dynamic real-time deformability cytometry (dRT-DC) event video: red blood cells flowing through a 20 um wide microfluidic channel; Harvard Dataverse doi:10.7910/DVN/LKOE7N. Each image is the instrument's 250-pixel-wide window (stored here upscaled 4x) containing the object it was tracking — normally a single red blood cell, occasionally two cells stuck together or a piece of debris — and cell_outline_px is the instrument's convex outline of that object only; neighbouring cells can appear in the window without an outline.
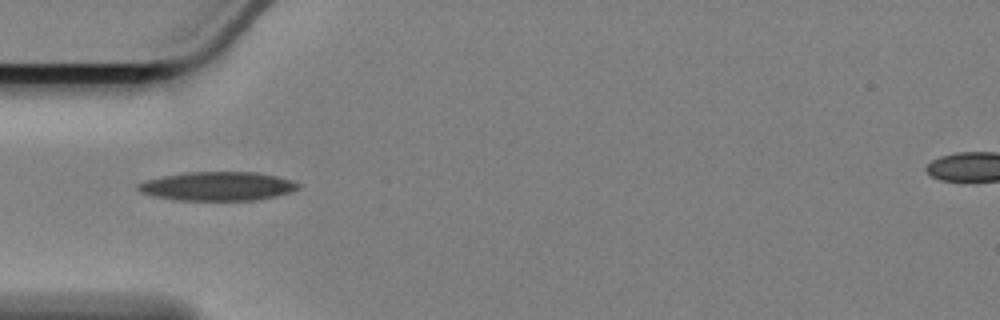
{"species": "Egyptian fruit bat (a non-hibernating species)", "species_latin": "Rousettus aegyptiacus", "temperature_condition": "cold", "stored_images_in_passage": 11, "camera_frame_rate_fps": 3000, "um_per_image_px": 0.085, "animal": {"sex": "female"}, "frame": {"image": 1, "passage_image": 1, "time_ms": 0.0, "image_size_px": [1000, 320], "cell_outline_px": [[300, 188], [276, 196], [252, 200], [180, 200], [152, 196], [140, 192], [136, 188], [136, 184], [144, 180], [164, 176], [188, 172], [256, 172], [276, 176], [300, 184]], "centroid_in_image_um": [18.43, 15.83], "position_along_channel_um": 66.6, "area_um2": 26.76}}
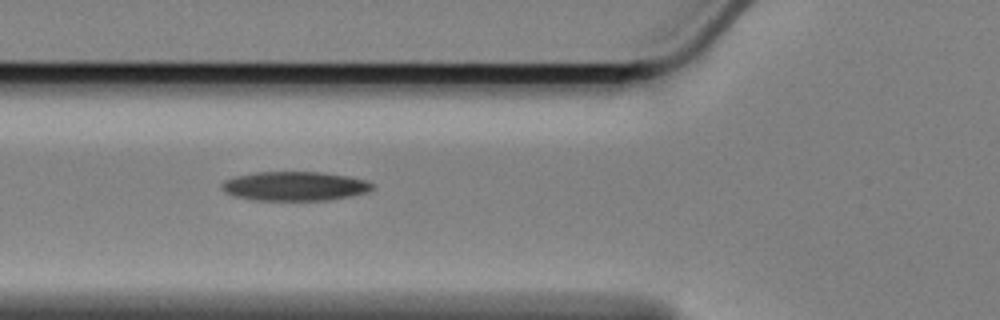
{"frame": {"image": 2, "passage_image": 4, "time_ms": 1.0, "image_size_px": [1000, 320], "cell_outline_px": [[372, 188], [364, 192], [348, 196], [328, 200], [252, 200], [236, 196], [224, 192], [220, 188], [220, 184], [224, 180], [236, 176], [256, 172], [320, 172], [348, 176], [364, 180], [372, 184]], "centroid_in_image_um": [24.97, 15.82], "position_along_channel_um": 100.8, "area_um2": 25.37}}
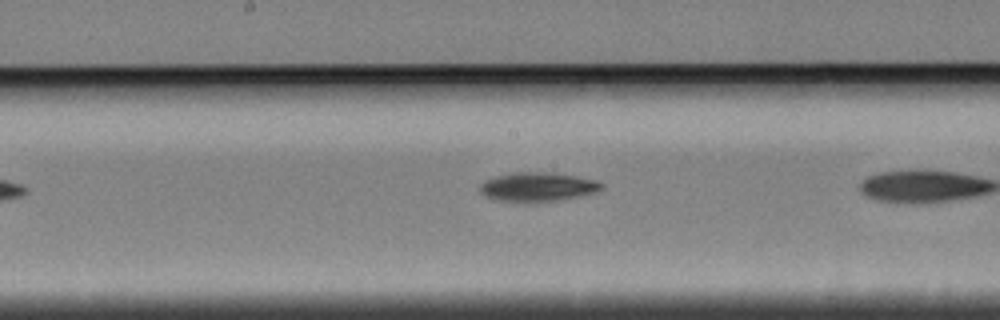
{"frame": {"image": 3, "passage_image": 10, "time_ms": 3.0, "image_size_px": [1000, 320], "cell_outline_px": [[604, 188], [596, 192], [556, 200], [528, 204], [500, 200], [488, 196], [480, 188], [488, 180], [496, 176], [516, 172], [544, 172], [576, 176], [596, 180], [604, 184]], "centroid_in_image_um": [45.78, 15.9], "position_along_channel_um": 202.4, "area_um2": 20.29}}